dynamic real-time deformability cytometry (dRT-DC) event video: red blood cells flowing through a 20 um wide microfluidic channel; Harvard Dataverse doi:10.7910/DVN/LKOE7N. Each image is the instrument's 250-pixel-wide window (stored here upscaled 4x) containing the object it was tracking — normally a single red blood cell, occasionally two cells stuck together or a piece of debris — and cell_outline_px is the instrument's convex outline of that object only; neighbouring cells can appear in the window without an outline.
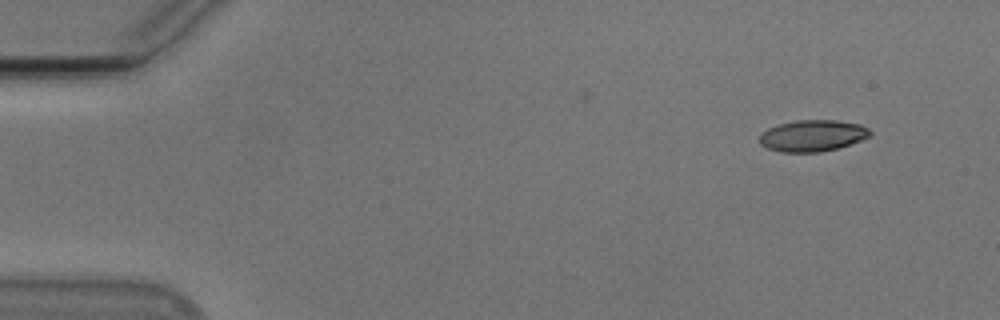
{"species": "Egyptian fruit bat (a non-hibernating species)", "species_latin": "Rousettus aegyptiacus", "temperature_condition": "cold", "stored_images_in_passage": 12, "camera_frame_rate_fps": 3000, "um_per_image_px": 0.085, "animal": {"sex": "male"}, "frame": {"image": 1, "passage_image": 1, "time_ms": 0.0, "image_size_px": [1000, 320], "cell_outline_px": [[872, 136], [836, 148], [820, 152], [780, 152], [768, 148], [760, 144], [760, 132], [768, 128], [780, 124], [796, 120], [836, 120], [860, 124], [868, 128], [872, 132]], "centroid_in_image_um": [69.06, 11.53], "position_along_channel_um": 15.9, "area_um2": 20.23}}